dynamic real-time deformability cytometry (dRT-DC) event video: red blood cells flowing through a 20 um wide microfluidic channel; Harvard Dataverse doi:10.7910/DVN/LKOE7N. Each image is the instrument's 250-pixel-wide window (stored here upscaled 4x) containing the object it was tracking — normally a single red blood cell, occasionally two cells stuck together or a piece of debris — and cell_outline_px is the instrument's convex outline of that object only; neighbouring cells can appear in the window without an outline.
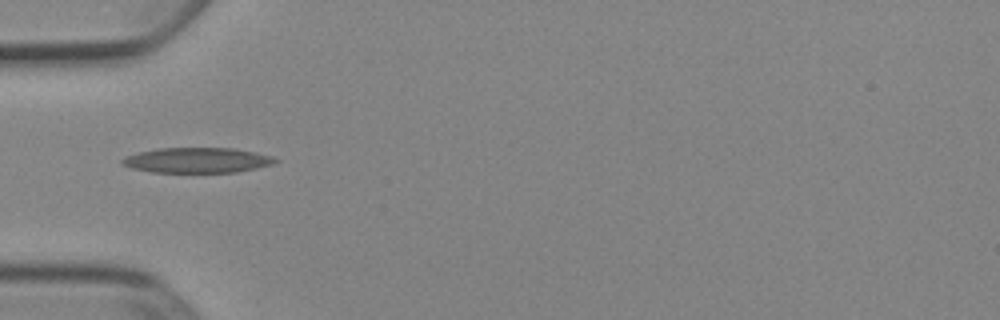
{"species": "Egyptian fruit bat (a non-hibernating species)", "species_latin": "Rousettus aegyptiacus", "temperature_condition": "cold", "stored_images_in_passage": 13, "camera_frame_rate_fps": 3000, "um_per_image_px": 0.085, "animal": {"sex": "female"}, "frame": {"image": 1, "passage_image": 1, "time_ms": 0.0, "image_size_px": [1000, 320], "cell_outline_px": [[280, 160], [272, 164], [256, 168], [236, 172], [152, 172], [132, 168], [120, 164], [120, 160], [124, 156], [140, 152], [160, 148], [232, 148], [272, 156]], "centroid_in_image_um": [16.72, 13.62], "position_along_channel_um": 68.3, "area_um2": 22.37}}
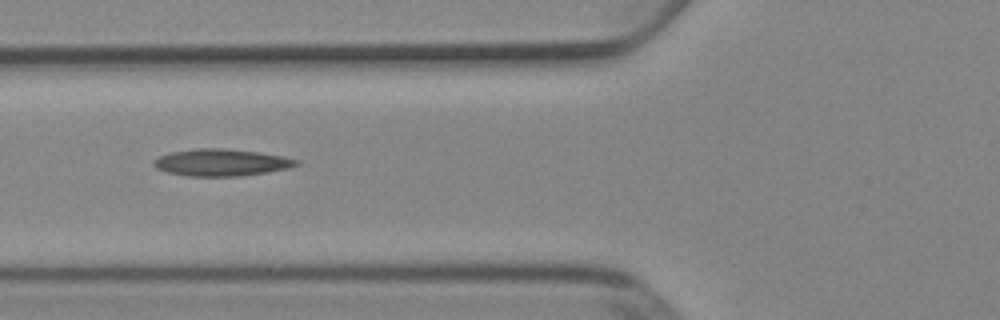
{"frame": {"image": 2, "passage_image": 4, "time_ms": 1.0, "image_size_px": [1000, 320], "cell_outline_px": [[300, 164], [288, 168], [268, 172], [240, 176], [188, 176], [168, 172], [156, 168], [152, 164], [152, 160], [160, 156], [172, 152], [196, 148], [220, 148], [260, 152], [300, 160]], "centroid_in_image_um": [18.81, 13.81], "position_along_channel_um": 107.0, "area_um2": 22.37}}
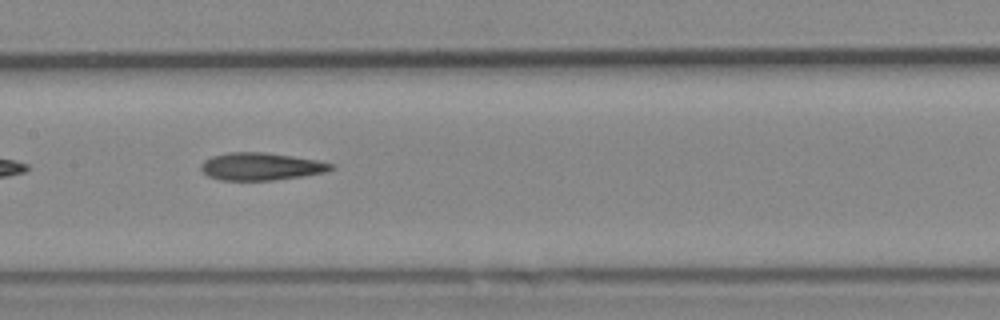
{"frame": {"image": 3, "passage_image": 10, "time_ms": 3.0, "image_size_px": [1000, 320], "cell_outline_px": [[336, 168], [324, 172], [304, 176], [276, 180], [220, 180], [208, 176], [200, 168], [200, 164], [204, 160], [212, 156], [228, 152], [264, 152], [292, 156], [316, 160], [336, 164]], "centroid_in_image_um": [22.2, 14.15], "position_along_channel_um": 185.2, "area_um2": 20.98}}